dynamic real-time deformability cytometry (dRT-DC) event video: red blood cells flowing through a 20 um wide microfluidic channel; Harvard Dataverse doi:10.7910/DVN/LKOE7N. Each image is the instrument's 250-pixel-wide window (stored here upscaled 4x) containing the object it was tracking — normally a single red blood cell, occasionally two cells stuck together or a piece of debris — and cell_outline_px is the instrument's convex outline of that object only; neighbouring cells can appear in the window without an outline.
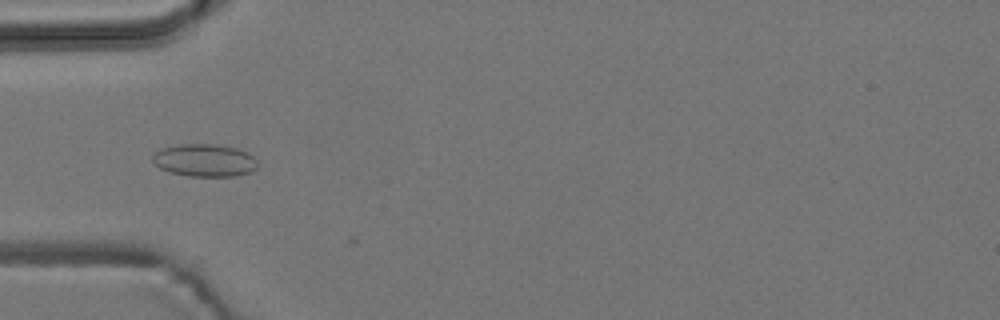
{"species": "common noctule bat (a hibernating species)", "species_latin": "Nyctalus noctula", "temperature_condition": "room temperature", "stored_images_in_passage": 48, "camera_frame_rate_fps": 3000, "um_per_image_px": 0.085, "animal": {"sex": "male", "body_mass_g": 19.2, "forearm_length_mm": 51.8}, "frame": {"image": 1, "passage_image": 11, "time_ms": 3.333, "image_size_px": [1000, 320], "cell_outline_px": [[256, 168], [252, 172], [236, 176], [188, 176], [168, 172], [160, 168], [152, 160], [152, 156], [156, 152], [164, 148], [176, 144], [216, 144], [236, 148], [248, 152], [256, 160]], "centroid_in_image_um": [17.39, 13.63], "position_along_channel_um": 67.6, "area_um2": 20.0}}
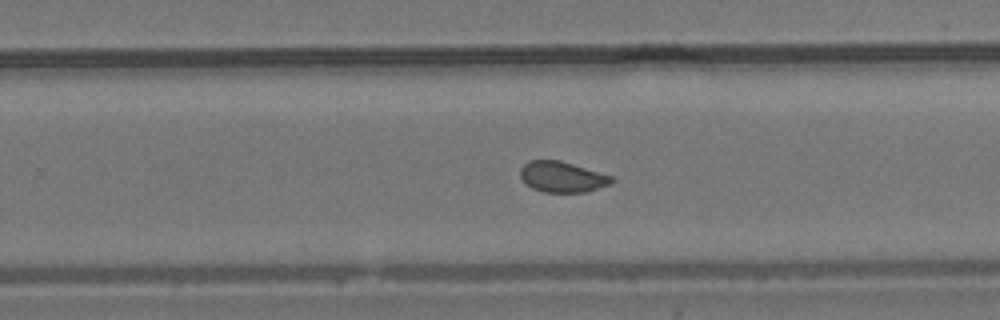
{"frame": {"image": 2, "passage_image": 28, "time_ms": 9.0, "image_size_px": [1000, 320], "cell_outline_px": [[616, 180], [608, 184], [584, 192], [544, 192], [532, 188], [520, 176], [520, 168], [528, 160], [560, 160], [612, 176]], "centroid_in_image_um": [47.76, 15.02], "position_along_channel_um": 282.0, "area_um2": 16.13}}
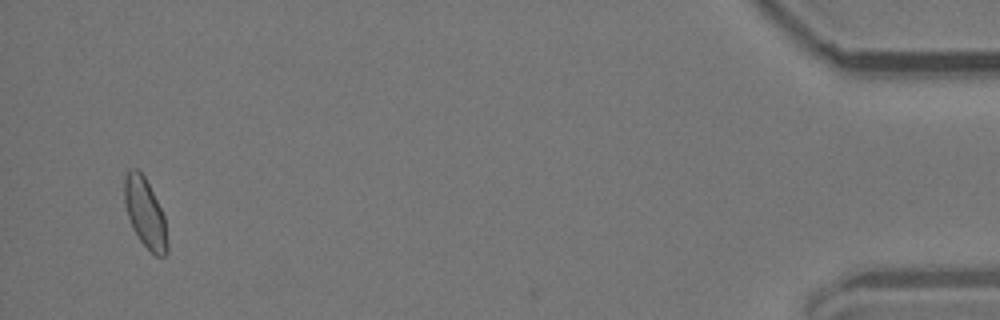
{"frame": {"image": 3, "passage_image": 46, "time_ms": 15.0, "image_size_px": [1000, 320], "cell_outline_px": [[168, 252], [164, 256], [156, 256], [140, 240], [132, 228], [124, 204], [124, 176], [128, 168], [136, 168], [144, 176], [164, 216], [168, 244]], "centroid_in_image_um": [12.31, 18.09], "position_along_channel_um": 422.9, "area_um2": 17.22}, "authors_computed_cell_mechanics": {"area_um2": 17.0799, "velocity_mm_per_s": 3.7786, "shape_relaxation_time_tau1_ms": null, "shape_relaxation_time_tau2_ms": 1.2187, "deformation_change_tau1": null, "deformation_change_tau2": 0.0492}}